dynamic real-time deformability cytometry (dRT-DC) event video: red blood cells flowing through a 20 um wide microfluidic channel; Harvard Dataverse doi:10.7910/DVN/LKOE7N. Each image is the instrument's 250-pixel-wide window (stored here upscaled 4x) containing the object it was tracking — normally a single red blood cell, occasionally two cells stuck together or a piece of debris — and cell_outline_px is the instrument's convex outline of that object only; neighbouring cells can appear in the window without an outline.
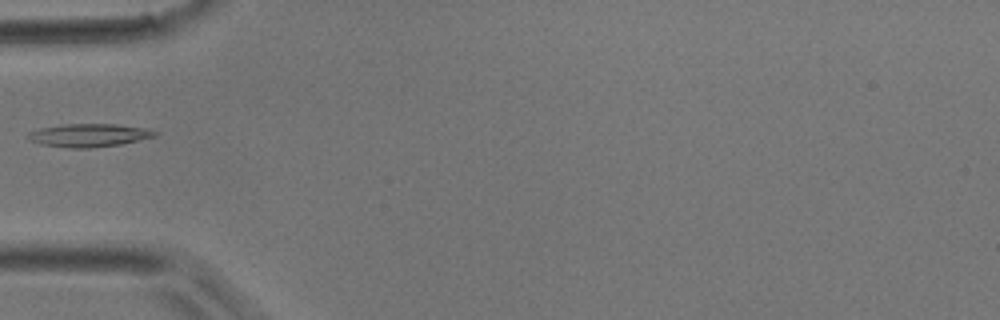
{"species": "common noctule bat (a hibernating species)", "species_latin": "Nyctalus noctula", "temperature_condition": "room temperature", "stored_images_in_passage": 2, "camera_frame_rate_fps": 3000, "um_per_image_px": 0.085, "animal": {"sex": "male", "body_mass_g": 17.9}, "frame": {"image": 1, "passage_image": 2, "time_ms": 0.333, "image_size_px": [1000, 320], "cell_outline_px": [[156, 136], [120, 144], [92, 148], [68, 148], [40, 144], [28, 140], [24, 136], [28, 132], [40, 128], [64, 124], [116, 124], [144, 128], [156, 132]], "centroid_in_image_um": [7.47, 11.5], "position_along_channel_um": 77.5, "area_um2": 17.11}}